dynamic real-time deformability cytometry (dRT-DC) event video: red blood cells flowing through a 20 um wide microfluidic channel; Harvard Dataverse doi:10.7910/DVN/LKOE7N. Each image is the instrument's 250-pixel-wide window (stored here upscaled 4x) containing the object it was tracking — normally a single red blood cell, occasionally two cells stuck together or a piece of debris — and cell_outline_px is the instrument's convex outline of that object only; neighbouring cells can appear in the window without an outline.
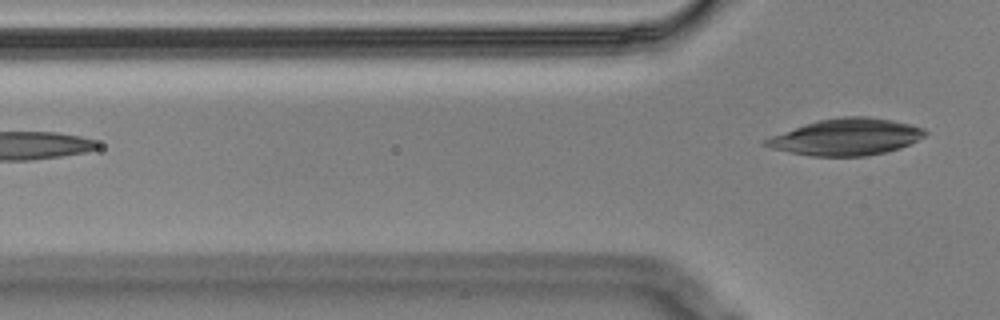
{"species": "Egyptian fruit bat (a non-hibernating species)", "species_latin": "Rousettus aegyptiacus", "temperature_condition": "cold", "stored_images_in_passage": 5, "camera_frame_rate_fps": 3000, "um_per_image_px": 0.085, "animal": {"sex": "male"}, "frame": {"image": 1, "passage_image": 5, "time_ms": 1.333, "image_size_px": [1000, 320], "cell_outline_px": [[928, 132], [924, 136], [900, 148], [868, 156], [808, 156], [772, 148], [760, 144], [764, 140], [772, 136], [804, 124], [820, 120], [844, 116], [868, 116], [892, 120], [912, 124], [924, 128]], "centroid_in_image_um": [71.94, 11.64], "position_along_channel_um": 53.9, "area_um2": 33.87}}